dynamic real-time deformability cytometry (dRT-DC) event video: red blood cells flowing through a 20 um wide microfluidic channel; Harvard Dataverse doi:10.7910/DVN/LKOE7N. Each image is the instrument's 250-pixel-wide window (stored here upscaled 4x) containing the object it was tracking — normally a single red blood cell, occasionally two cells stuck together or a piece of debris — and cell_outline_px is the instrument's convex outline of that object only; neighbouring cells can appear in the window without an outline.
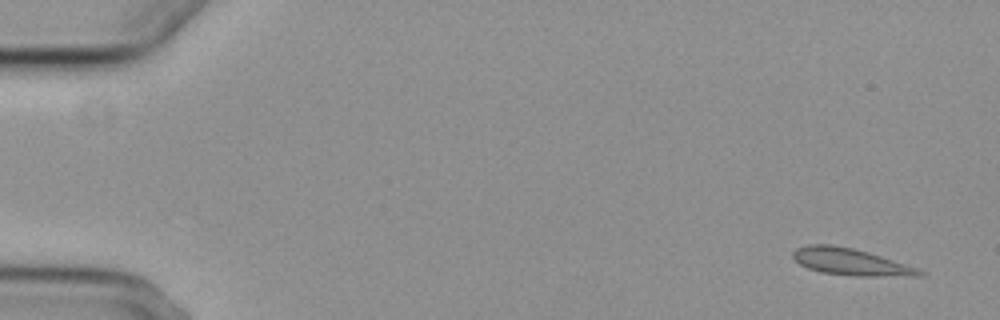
{"species": "common noctule bat (a hibernating species)", "species_latin": "Nyctalus noctula", "temperature_condition": "cold", "stored_images_in_passage": 4, "camera_frame_rate_fps": 3000, "um_per_image_px": 0.085, "animal": {"sex": "female", "body_mass_g": 29.2, "forearm_length_mm": 56.3}, "frame": {"image": 1, "passage_image": 1, "time_ms": 0.0, "image_size_px": [1000, 320], "cell_outline_px": [[924, 276], [856, 276], [820, 272], [808, 268], [800, 264], [792, 256], [792, 252], [796, 248], [808, 244], [832, 244], [852, 248], [868, 252], [920, 268], [924, 272]], "centroid_in_image_um": [72.32, 22.26], "position_along_channel_um": 12.7, "area_um2": 19.88}}